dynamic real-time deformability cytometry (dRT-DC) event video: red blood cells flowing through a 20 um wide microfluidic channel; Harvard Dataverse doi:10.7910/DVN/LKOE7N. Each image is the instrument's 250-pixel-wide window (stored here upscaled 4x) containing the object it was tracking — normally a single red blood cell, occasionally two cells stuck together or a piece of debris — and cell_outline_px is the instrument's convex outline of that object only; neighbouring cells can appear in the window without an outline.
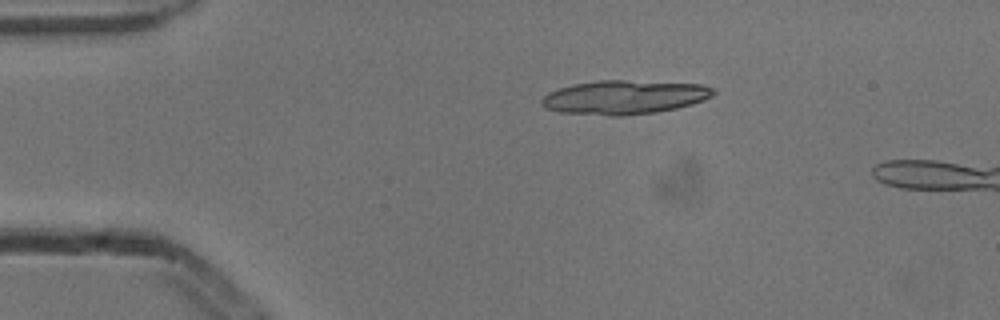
{"species": "common noctule bat (a hibernating species)", "species_latin": "Nyctalus noctula", "temperature_condition": "cold", "stored_images_in_passage": 3, "camera_frame_rate_fps": 3000, "um_per_image_px": 0.085, "animal": {"sex": "male", "body_mass_g": 13.3}, "frame": {"image": 1, "passage_image": 1, "time_ms": 0.0, "image_size_px": [1000, 320], "cell_outline_px": [[716, 92], [712, 96], [704, 100], [692, 104], [676, 108], [656, 112], [624, 116], [608, 116], [560, 112], [544, 108], [540, 104], [540, 100], [548, 92], [572, 84], [596, 80], [624, 80], [700, 84], [716, 88]], "centroid_in_image_um": [53.05, 8.27], "position_along_channel_um": 31.9, "area_um2": 34.28}}